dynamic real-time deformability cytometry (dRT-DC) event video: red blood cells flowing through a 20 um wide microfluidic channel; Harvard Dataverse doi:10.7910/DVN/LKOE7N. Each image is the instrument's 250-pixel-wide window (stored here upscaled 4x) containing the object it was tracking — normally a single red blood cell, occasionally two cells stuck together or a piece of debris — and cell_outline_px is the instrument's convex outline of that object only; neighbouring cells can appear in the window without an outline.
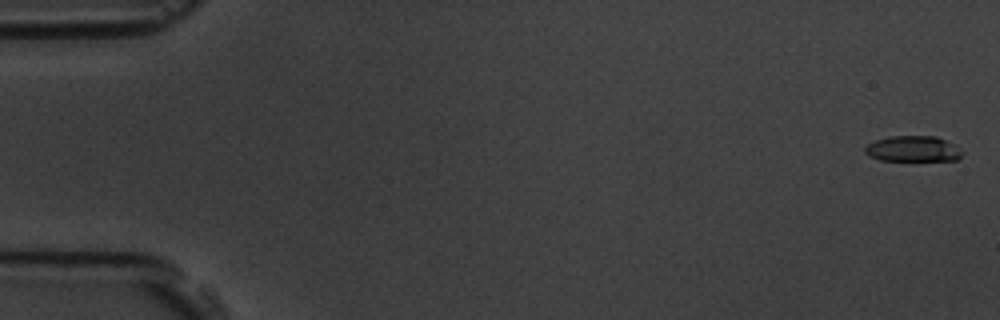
{"species": "common noctule bat (a hibernating species)", "species_latin": "Nyctalus noctula", "temperature_condition": "room temperature", "stored_images_in_passage": 11, "camera_frame_rate_fps": 3000, "um_per_image_px": 0.085, "animal": {"sex": "male", "body_mass_g": 19.5, "forearm_length_mm": 54.6}, "frame": {"image": 1, "passage_image": 1, "time_ms": 0.0, "image_size_px": [1000, 320], "cell_outline_px": [[964, 152], [956, 160], [880, 160], [868, 156], [864, 152], [864, 148], [868, 144], [876, 140], [888, 136], [936, 136], [952, 144]], "centroid_in_image_um": [77.56, 12.65], "position_along_channel_um": 7.4, "area_um2": 14.45}}
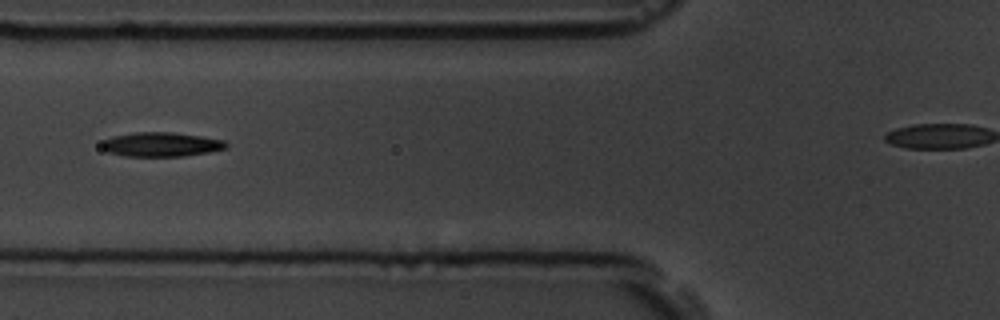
{"frame": {"image": 2, "passage_image": 7, "time_ms": 7.0, "image_size_px": [1000, 320], "cell_outline_px": [[228, 148], [208, 152], [184, 156], [124, 156], [108, 152], [100, 148], [100, 144], [104, 140], [112, 136], [136, 132], [172, 132], [200, 136], [224, 140], [228, 144]], "centroid_in_image_um": [13.68, 12.28], "position_along_channel_um": 112.1, "area_um2": 17.69}}
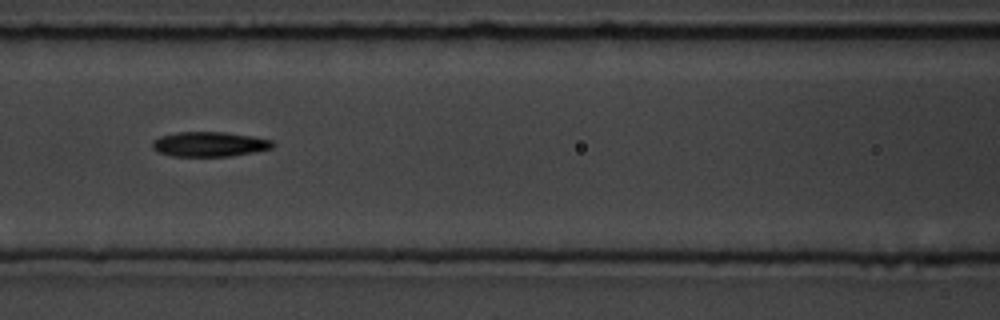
{"frame": {"image": 3, "passage_image": 8, "time_ms": 8.0, "image_size_px": [1000, 320], "cell_outline_px": [[272, 148], [252, 152], [228, 156], [172, 156], [160, 152], [152, 148], [152, 140], [160, 136], [176, 132], [224, 132], [252, 136], [272, 140]], "centroid_in_image_um": [17.75, 12.25], "position_along_channel_um": 148.8, "area_um2": 17.22}}